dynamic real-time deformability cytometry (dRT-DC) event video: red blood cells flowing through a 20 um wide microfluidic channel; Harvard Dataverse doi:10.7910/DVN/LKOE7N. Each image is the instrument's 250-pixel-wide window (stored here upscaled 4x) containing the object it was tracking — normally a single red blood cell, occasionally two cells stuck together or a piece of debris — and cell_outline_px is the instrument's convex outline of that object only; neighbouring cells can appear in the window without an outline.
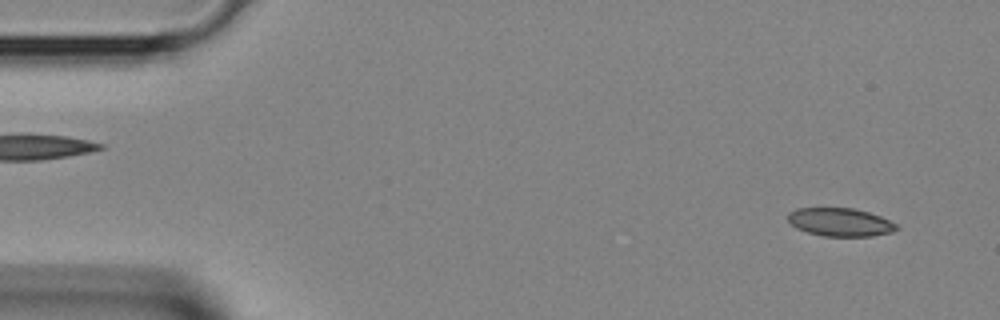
{"species": "Egyptian fruit bat (a non-hibernating species)", "species_latin": "Rousettus aegyptiacus", "temperature_condition": "room temperature", "stored_images_in_passage": 5, "camera_frame_rate_fps": 3000, "um_per_image_px": 0.085, "animal": {"sex": "female"}, "frame": {"image": 1, "passage_image": 2, "time_ms": 0.333, "image_size_px": [1000, 320], "cell_outline_px": [[900, 228], [892, 232], [872, 236], [824, 236], [808, 232], [796, 228], [788, 220], [788, 212], [796, 208], [852, 208], [868, 212], [880, 216], [896, 224]], "centroid_in_image_um": [71.41, 18.88], "position_along_channel_um": 13.6, "area_um2": 17.8}}